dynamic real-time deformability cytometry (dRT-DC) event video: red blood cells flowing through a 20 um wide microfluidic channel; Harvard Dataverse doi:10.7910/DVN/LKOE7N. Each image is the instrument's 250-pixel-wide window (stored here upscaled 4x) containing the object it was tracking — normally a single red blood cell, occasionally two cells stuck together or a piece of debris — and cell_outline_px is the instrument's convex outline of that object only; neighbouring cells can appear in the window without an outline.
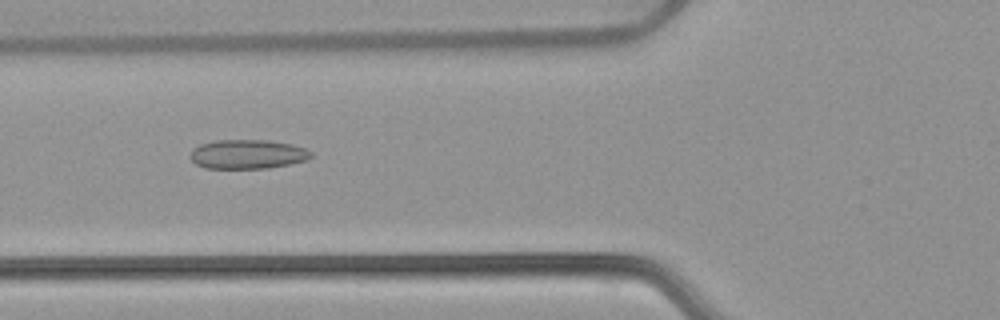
{"species": "common noctule bat (a hibernating species)", "species_latin": "Nyctalus noctula", "temperature_condition": "warm", "stored_images_in_passage": 45, "camera_frame_rate_fps": 3000, "um_per_image_px": 0.085, "animal": {"sex": "female", "body_mass_g": 22.7, "forearm_length_mm": 54.2}, "frame": {"image": 1, "passage_image": 12, "time_ms": 3.667, "image_size_px": [1000, 320], "cell_outline_px": [[312, 156], [308, 160], [268, 168], [204, 168], [196, 164], [188, 156], [192, 148], [200, 144], [216, 140], [268, 140], [292, 144], [304, 148], [312, 152]], "centroid_in_image_um": [21.02, 13.1], "position_along_channel_um": 104.8, "area_um2": 20.69}}
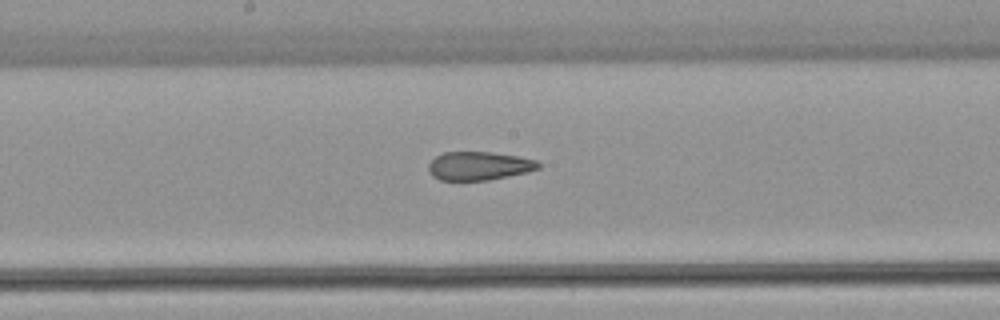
{"frame": {"image": 2, "passage_image": 20, "time_ms": 6.333, "image_size_px": [1000, 320], "cell_outline_px": [[540, 168], [528, 172], [488, 180], [440, 180], [432, 176], [428, 172], [428, 164], [436, 156], [444, 152], [492, 152], [516, 156], [536, 160], [540, 164]], "centroid_in_image_um": [40.69, 14.1], "position_along_channel_um": 207.5, "area_um2": 18.26}}
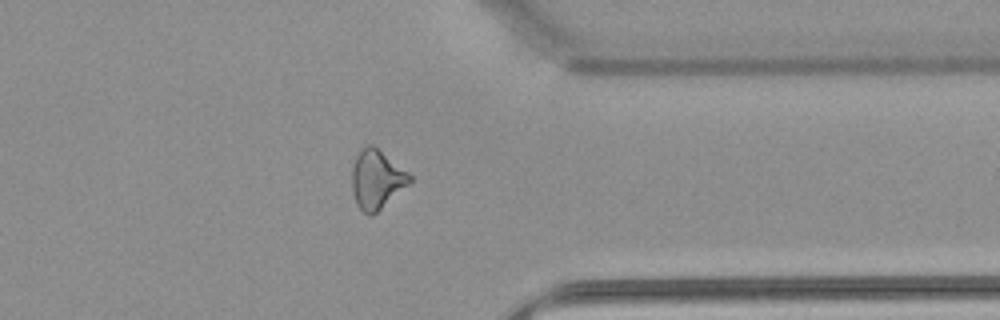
{"frame": {"image": 3, "passage_image": 34, "time_ms": 11.0, "image_size_px": [1000, 320], "cell_outline_px": [[412, 180], [408, 184], [372, 216], [368, 216], [356, 204], [352, 192], [352, 168], [356, 156], [368, 144], [372, 144], [408, 172], [412, 176]], "centroid_in_image_um": [31.99, 15.26], "position_along_channel_um": 379.4, "area_um2": 19.48}, "authors_computed_cell_mechanics": {"area_um2": 19.7098, "velocity_mm_per_s": 3.8406, "shape_relaxation_time_tau1_ms": null, "shape_relaxation_time_tau2_ms": 2.5904, "deformation_change_tau1": null, "deformation_change_tau2": 0.1125}}